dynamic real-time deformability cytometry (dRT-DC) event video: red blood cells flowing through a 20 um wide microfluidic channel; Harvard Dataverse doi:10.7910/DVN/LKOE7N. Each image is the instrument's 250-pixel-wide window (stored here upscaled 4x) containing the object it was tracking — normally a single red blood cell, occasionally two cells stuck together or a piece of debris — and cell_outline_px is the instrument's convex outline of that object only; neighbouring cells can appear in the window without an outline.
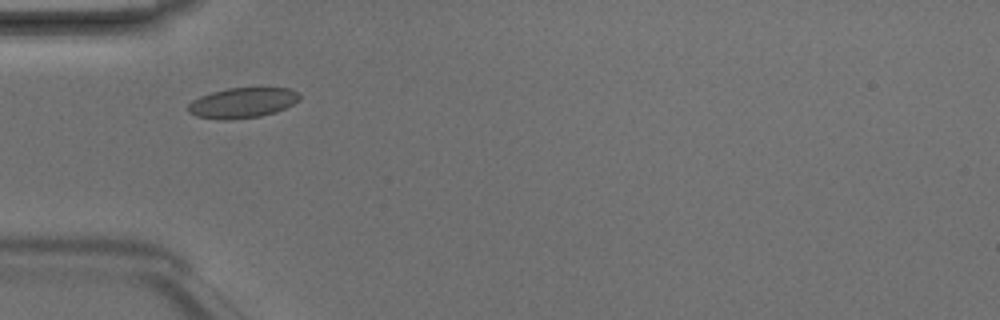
{"species": "Egyptian fruit bat (a non-hibernating species)", "species_latin": "Rousettus aegyptiacus", "temperature_condition": "room temperature", "stored_images_in_passage": 4, "camera_frame_rate_fps": 3000, "um_per_image_px": 0.085, "animal": {"sex": "male"}, "frame": {"image": 1, "passage_image": 1, "time_ms": 0.0, "image_size_px": [1000, 320], "cell_outline_px": [[300, 100], [276, 112], [260, 116], [228, 120], [220, 120], [196, 116], [188, 112], [188, 104], [192, 100], [200, 96], [212, 92], [228, 88], [288, 88], [300, 92]], "centroid_in_image_um": [20.6, 8.74], "position_along_channel_um": 64.4, "area_um2": 19.71}}